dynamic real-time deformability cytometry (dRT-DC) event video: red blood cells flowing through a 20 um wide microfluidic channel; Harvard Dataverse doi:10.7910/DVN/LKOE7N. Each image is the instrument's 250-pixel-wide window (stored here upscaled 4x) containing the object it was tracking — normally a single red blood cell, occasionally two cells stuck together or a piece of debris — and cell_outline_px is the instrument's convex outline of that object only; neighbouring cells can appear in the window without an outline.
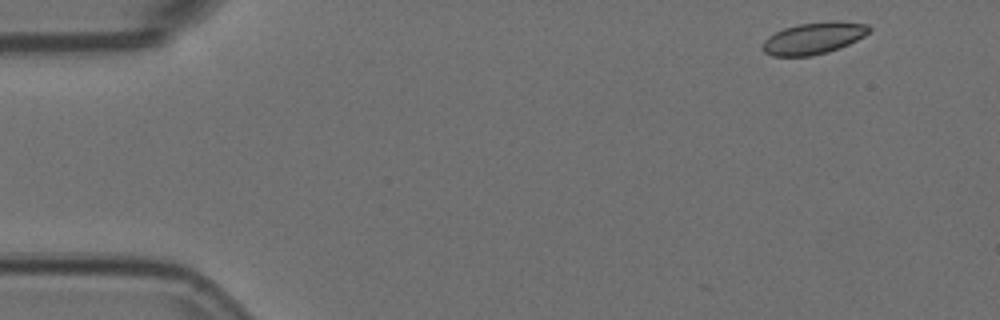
{"species": "Egyptian fruit bat (a non-hibernating species)", "species_latin": "Rousettus aegyptiacus", "temperature_condition": "room temperature", "stored_images_in_passage": 5, "camera_frame_rate_fps": 3000, "um_per_image_px": 0.085, "animal": {"sex": "female"}, "frame": {"image": 1, "passage_image": 1, "time_ms": 0.0, "image_size_px": [1000, 320], "cell_outline_px": [[872, 28], [864, 36], [840, 48], [828, 52], [812, 56], [772, 56], [764, 52], [764, 40], [768, 36], [784, 28], [800, 24], [832, 20], [868, 24]], "centroid_in_image_um": [69.18, 3.24], "position_along_channel_um": 15.8, "area_um2": 19.65}}